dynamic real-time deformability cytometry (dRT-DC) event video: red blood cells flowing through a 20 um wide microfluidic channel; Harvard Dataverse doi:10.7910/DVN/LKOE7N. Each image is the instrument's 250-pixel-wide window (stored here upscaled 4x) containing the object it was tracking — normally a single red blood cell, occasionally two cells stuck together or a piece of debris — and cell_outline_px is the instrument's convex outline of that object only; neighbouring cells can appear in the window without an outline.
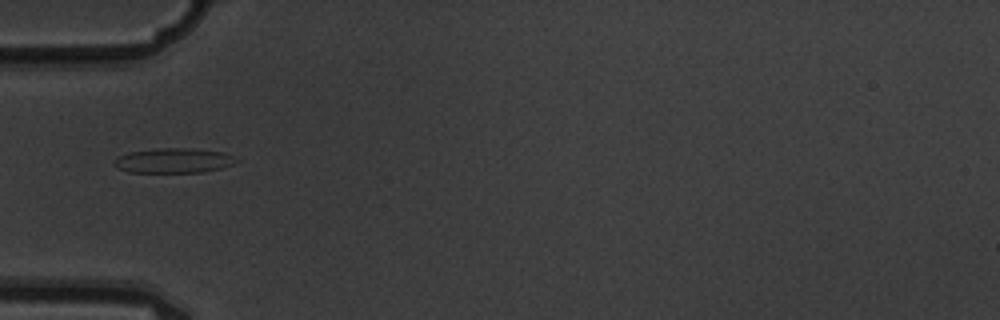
{"species": "common noctule bat (a hibernating species)", "species_latin": "Nyctalus noctula", "temperature_condition": "warm", "stored_images_in_passage": 9, "camera_frame_rate_fps": 3000, "um_per_image_px": 0.085, "animal": {"sex": "male", "body_mass_g": 19.5, "forearm_length_mm": 54.6}, "frame": {"image": 1, "passage_image": 6, "time_ms": 1.667, "image_size_px": [1000, 320], "cell_outline_px": [[240, 160], [232, 164], [220, 168], [200, 172], [128, 172], [116, 168], [112, 164], [112, 160], [128, 152], [160, 148], [192, 148], [224, 152]], "centroid_in_image_um": [14.71, 13.64], "position_along_channel_um": 70.3, "area_um2": 17.69}}
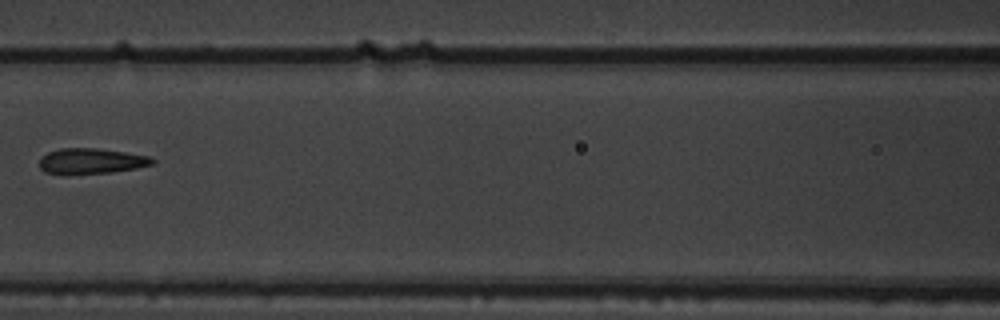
{"frame": {"image": 2, "passage_image": 8, "time_ms": 2.333, "image_size_px": [1000, 320], "cell_outline_px": [[156, 160], [152, 164], [136, 168], [112, 172], [68, 176], [64, 176], [44, 172], [40, 168], [40, 156], [48, 152], [60, 148], [96, 148], [124, 152], [148, 156]], "centroid_in_image_um": [7.67, 13.72], "position_along_channel_um": 158.9, "area_um2": 17.22}}
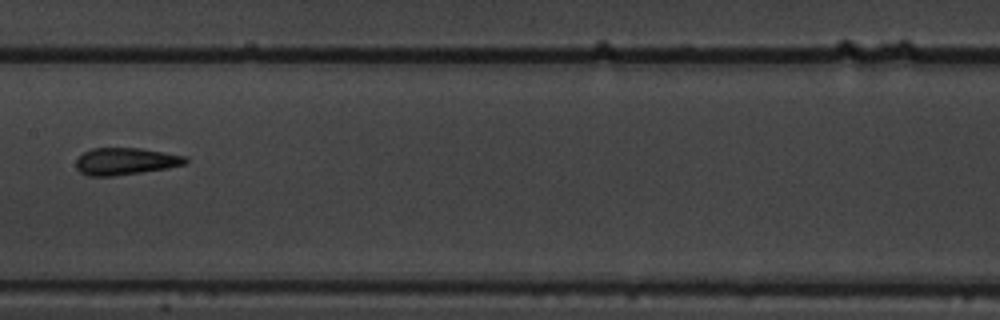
{"frame": {"image": 3, "passage_image": 9, "time_ms": 2.667, "image_size_px": [1000, 320], "cell_outline_px": [[188, 160], [184, 164], [168, 168], [112, 176], [88, 176], [80, 172], [76, 168], [76, 160], [84, 152], [92, 148], [140, 148], [188, 156]], "centroid_in_image_um": [10.67, 13.7], "position_along_channel_um": 196.7, "area_um2": 17.22}}